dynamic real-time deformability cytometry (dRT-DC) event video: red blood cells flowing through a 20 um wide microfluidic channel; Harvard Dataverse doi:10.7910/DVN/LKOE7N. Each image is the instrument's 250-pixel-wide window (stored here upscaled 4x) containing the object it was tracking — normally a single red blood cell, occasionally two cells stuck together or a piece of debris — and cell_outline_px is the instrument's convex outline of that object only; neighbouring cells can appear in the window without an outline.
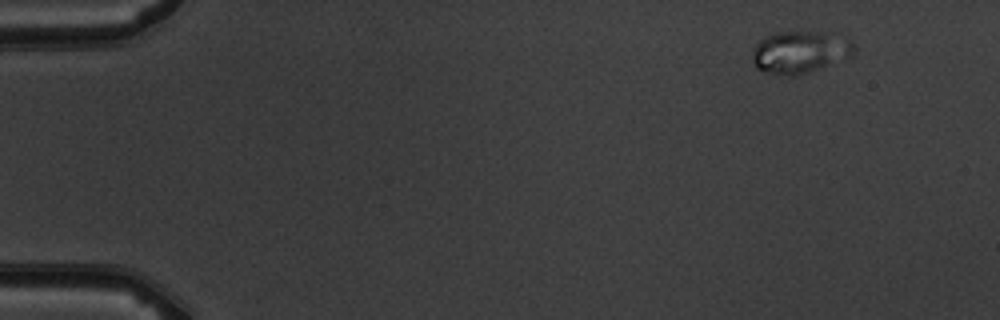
{"species": "common noctule bat (a hibernating species)", "species_latin": "Nyctalus noctula", "temperature_condition": "warm", "stored_images_in_passage": 5, "camera_frame_rate_fps": 3000, "um_per_image_px": 0.085, "animal": {"sex": "male", "body_mass_g": 19.5, "forearm_length_mm": 54.6}, "frame": {"image": 1, "passage_image": 2, "time_ms": 1.0, "image_size_px": [1000, 320], "cell_outline_px": [[856, 48], [852, 56], [808, 72], [796, 76], [788, 76], [756, 68], [752, 60], [752, 48], [764, 36], [776, 32], [836, 32], [848, 36], [852, 40]], "centroid_in_image_um": [68.05, 4.38], "position_along_channel_um": 16.9, "area_um2": 25.37}}
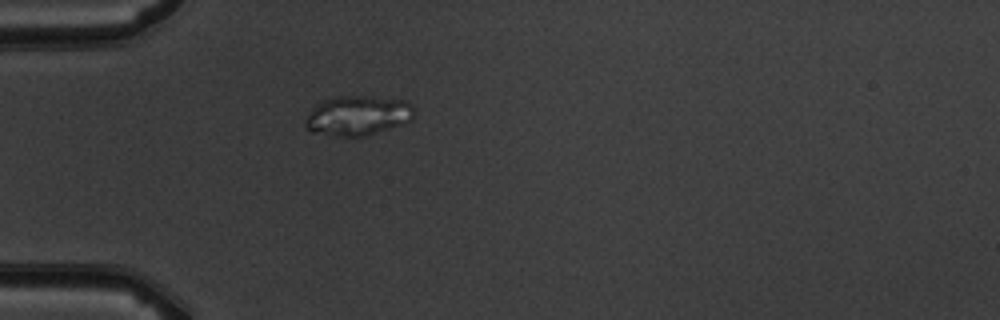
{"frame": {"image": 2, "passage_image": 5, "time_ms": 4.667, "image_size_px": [1000, 320], "cell_outline_px": [[412, 120], [364, 136], [336, 136], [312, 132], [304, 128], [304, 124], [308, 116], [324, 100], [336, 96], [368, 96], [404, 100], [412, 104]], "centroid_in_image_um": [30.4, 9.82], "position_along_channel_um": 54.6, "area_um2": 24.62}}